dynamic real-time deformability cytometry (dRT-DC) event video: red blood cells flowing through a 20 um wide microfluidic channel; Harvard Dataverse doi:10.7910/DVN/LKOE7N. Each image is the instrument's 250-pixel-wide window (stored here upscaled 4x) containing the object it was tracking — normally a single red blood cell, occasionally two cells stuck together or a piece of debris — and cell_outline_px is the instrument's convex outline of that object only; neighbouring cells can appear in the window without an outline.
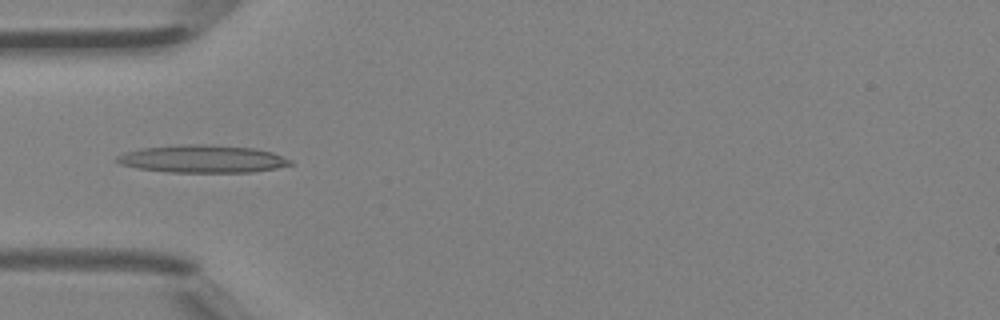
{"species": "Egyptian fruit bat (a non-hibernating species)", "species_latin": "Rousettus aegyptiacus", "temperature_condition": "room temperature", "stored_images_in_passage": 5, "camera_frame_rate_fps": 3000, "um_per_image_px": 0.085, "animal": {"sex": "female"}, "frame": {"image": 1, "passage_image": 4, "time_ms": 1.0, "image_size_px": [1000, 320], "cell_outline_px": [[292, 164], [276, 168], [252, 172], [168, 172], [140, 168], [120, 164], [116, 160], [116, 156], [124, 152], [140, 148], [180, 144], [204, 144], [252, 148], [272, 152], [292, 160]], "centroid_in_image_um": [17.19, 13.5], "position_along_channel_um": 67.8, "area_um2": 27.86}}
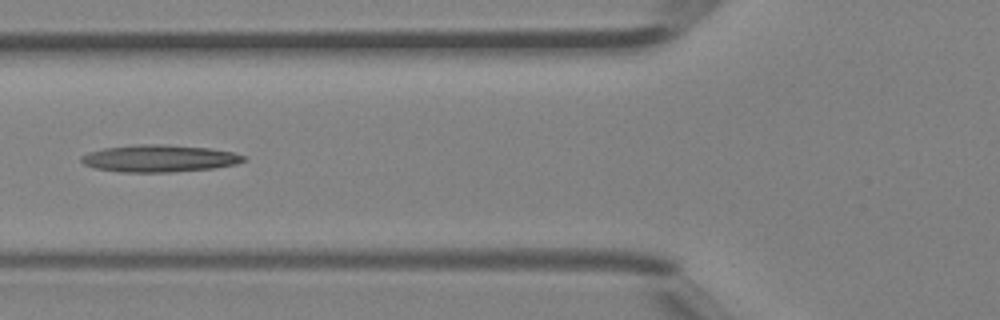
{"frame": {"image": 2, "passage_image": 5, "time_ms": 1.333, "image_size_px": [1000, 320], "cell_outline_px": [[248, 160], [236, 164], [212, 168], [172, 172], [120, 172], [96, 168], [84, 164], [80, 160], [80, 156], [88, 152], [104, 148], [136, 144], [160, 144], [208, 148], [232, 152], [248, 156]], "centroid_in_image_um": [13.55, 13.46], "position_along_channel_um": 112.3, "area_um2": 25.72}}